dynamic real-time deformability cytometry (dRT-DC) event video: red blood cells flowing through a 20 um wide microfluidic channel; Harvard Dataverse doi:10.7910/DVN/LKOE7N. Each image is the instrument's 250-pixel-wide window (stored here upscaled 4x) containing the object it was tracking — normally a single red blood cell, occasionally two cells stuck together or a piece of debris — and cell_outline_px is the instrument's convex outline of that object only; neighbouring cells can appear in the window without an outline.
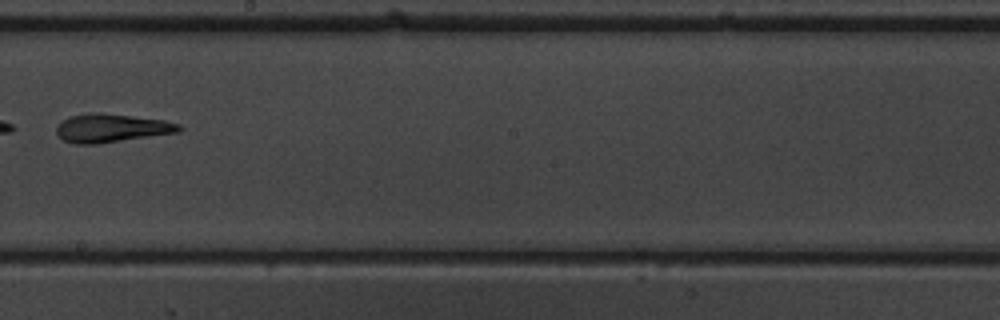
{"species": "common noctule bat (a hibernating species)", "species_latin": "Nyctalus noctula", "temperature_condition": "warm", "stored_images_in_passage": 9, "camera_frame_rate_fps": 3000, "um_per_image_px": 0.085, "animal": {"sex": "male", "body_mass_g": 19.5, "forearm_length_mm": 54.6}, "frame": {"image": 1, "passage_image": 8, "time_ms": 9.0, "image_size_px": [1000, 320], "cell_outline_px": [[184, 128], [180, 132], [96, 144], [76, 144], [64, 140], [56, 132], [56, 128], [64, 120], [72, 116], [132, 116], [164, 120], [180, 124]], "centroid_in_image_um": [9.58, 10.94], "position_along_channel_um": 238.6, "area_um2": 19.19}}
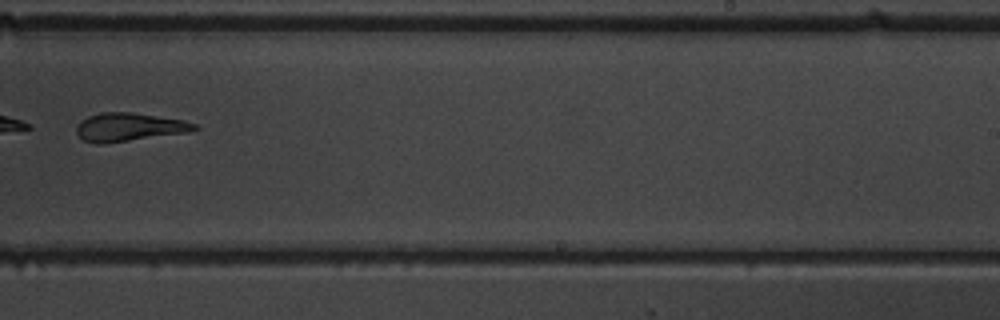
{"frame": {"image": 2, "passage_image": 9, "time_ms": 10.0, "image_size_px": [1000, 320], "cell_outline_px": [[200, 128], [188, 132], [100, 144], [96, 144], [84, 140], [76, 132], [76, 128], [80, 120], [88, 116], [100, 112], [132, 112], [184, 120], [196, 124]], "centroid_in_image_um": [10.96, 10.79], "position_along_channel_um": 278.0, "area_um2": 19.36}}